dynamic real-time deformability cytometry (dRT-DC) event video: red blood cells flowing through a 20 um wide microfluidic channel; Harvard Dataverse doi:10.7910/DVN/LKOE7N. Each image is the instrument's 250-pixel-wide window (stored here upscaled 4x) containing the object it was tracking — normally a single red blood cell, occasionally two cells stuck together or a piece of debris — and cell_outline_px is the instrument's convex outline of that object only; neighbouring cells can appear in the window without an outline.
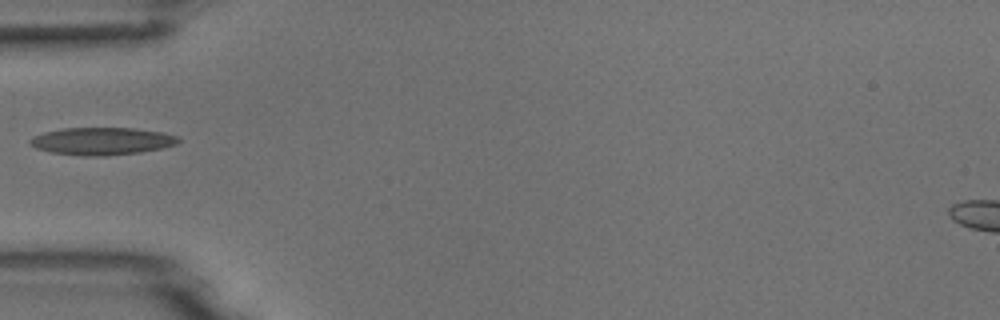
{"species": "common noctule bat (a hibernating species)", "species_latin": "Nyctalus noctula", "temperature_condition": "room temperature", "stored_images_in_passage": 5, "camera_frame_rate_fps": 3000, "um_per_image_px": 0.085, "animal": {"sex": "male", "body_mass_g": 18.8}, "frame": {"image": 1, "passage_image": 5, "time_ms": 4.667, "image_size_px": [1000, 320], "cell_outline_px": [[180, 140], [176, 144], [160, 148], [140, 152], [104, 156], [84, 156], [52, 152], [36, 148], [28, 144], [28, 140], [32, 136], [44, 132], [64, 128], [132, 128], [160, 132], [180, 136]], "centroid_in_image_um": [8.62, 11.99], "position_along_channel_um": 76.4, "area_um2": 23.7}}